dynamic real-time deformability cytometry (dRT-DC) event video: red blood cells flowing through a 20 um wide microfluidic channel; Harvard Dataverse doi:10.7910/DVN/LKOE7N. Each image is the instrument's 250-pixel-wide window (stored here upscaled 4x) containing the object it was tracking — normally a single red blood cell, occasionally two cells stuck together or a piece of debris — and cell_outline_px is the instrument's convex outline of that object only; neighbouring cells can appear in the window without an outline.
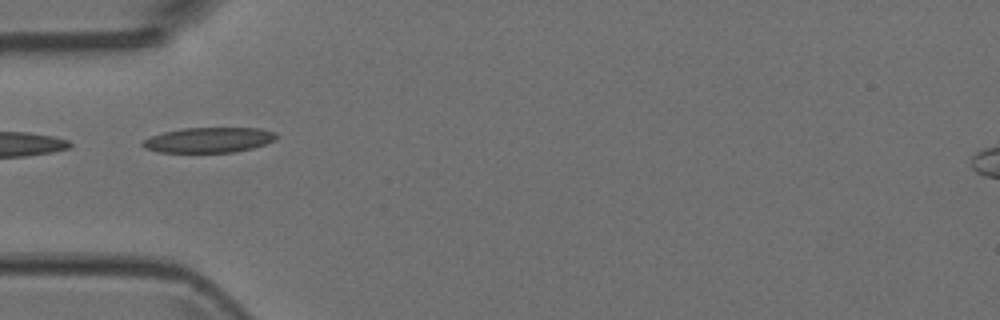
{"species": "Egyptian fruit bat (a non-hibernating species)", "species_latin": "Rousettus aegyptiacus", "temperature_condition": "room temperature", "stored_images_in_passage": 2, "camera_frame_rate_fps": 3000, "um_per_image_px": 0.085, "animal": {"sex": "female"}, "frame": {"image": 1, "passage_image": 1, "time_ms": 0.0, "image_size_px": [1000, 320], "cell_outline_px": [[276, 140], [252, 148], [232, 152], [160, 152], [144, 148], [140, 144], [144, 140], [152, 136], [164, 132], [184, 128], [260, 128], [276, 132]], "centroid_in_image_um": [17.76, 11.89], "position_along_channel_um": 67.2, "area_um2": 19.48}}
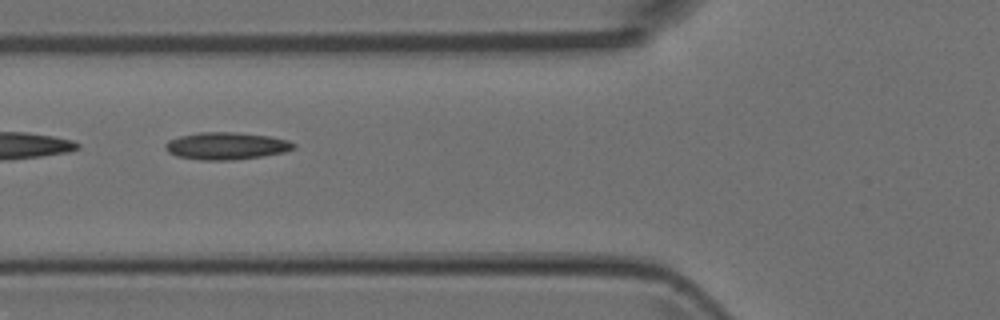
{"frame": {"image": 2, "passage_image": 2, "time_ms": 0.333, "image_size_px": [1000, 320], "cell_outline_px": [[296, 148], [284, 152], [260, 156], [232, 160], [204, 160], [176, 156], [168, 152], [164, 148], [164, 144], [168, 140], [180, 136], [200, 132], [236, 132], [268, 136], [288, 140], [296, 144]], "centroid_in_image_um": [19.22, 12.4], "position_along_channel_um": 106.6, "area_um2": 20.35}}